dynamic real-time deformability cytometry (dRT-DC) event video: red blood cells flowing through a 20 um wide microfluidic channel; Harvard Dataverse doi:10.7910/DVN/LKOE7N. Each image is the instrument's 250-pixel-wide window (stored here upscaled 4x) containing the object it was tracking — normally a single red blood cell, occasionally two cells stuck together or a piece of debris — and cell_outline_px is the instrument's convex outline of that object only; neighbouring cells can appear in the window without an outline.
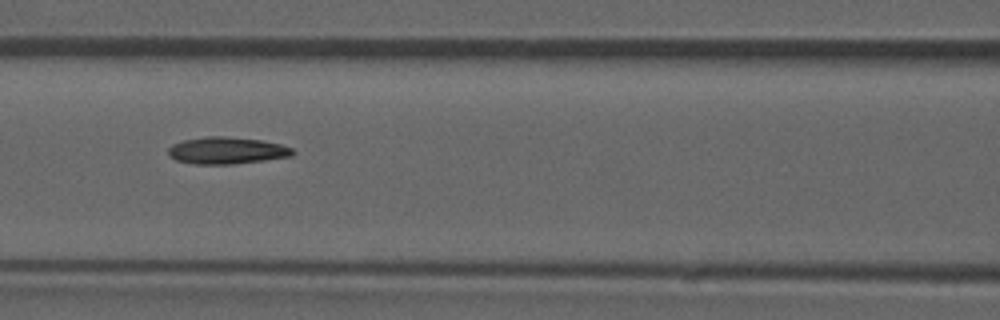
{"species": "common noctule bat (a hibernating species)", "species_latin": "Nyctalus noctula", "temperature_condition": "room temperature", "stored_images_in_passage": 52, "camera_frame_rate_fps": 3000, "um_per_image_px": 0.085, "animal": {"sex": "male", "forearm_length_mm": 52.5}, "frame": {"image": 1, "passage_image": 23, "time_ms": 7.333, "image_size_px": [1000, 320], "cell_outline_px": [[296, 152], [292, 156], [264, 160], [232, 164], [196, 164], [176, 160], [168, 156], [168, 148], [172, 144], [184, 140], [208, 136], [224, 136], [260, 140], [280, 144], [292, 148]], "centroid_in_image_um": [19.26, 12.79], "position_along_channel_um": 147.3, "area_um2": 19.48}}